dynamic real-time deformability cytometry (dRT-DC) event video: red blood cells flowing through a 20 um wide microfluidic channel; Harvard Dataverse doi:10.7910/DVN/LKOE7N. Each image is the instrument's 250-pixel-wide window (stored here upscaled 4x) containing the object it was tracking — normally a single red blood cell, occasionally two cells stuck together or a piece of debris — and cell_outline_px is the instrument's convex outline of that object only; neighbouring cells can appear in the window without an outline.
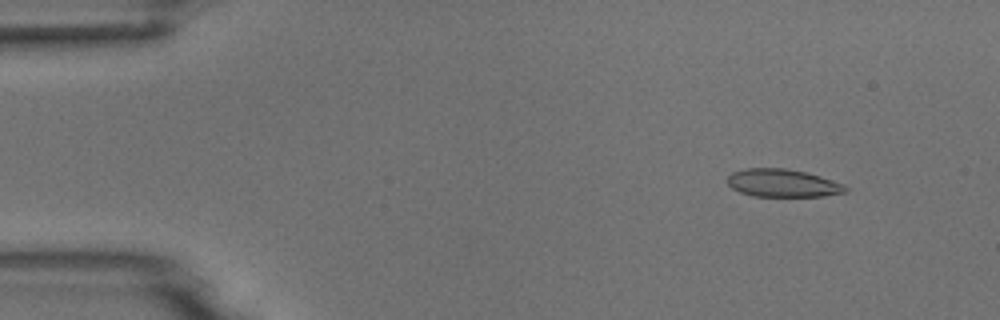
{"species": "common noctule bat (a hibernating species)", "species_latin": "Nyctalus noctula", "temperature_condition": "room temperature", "stored_images_in_passage": 8, "camera_frame_rate_fps": 3000, "um_per_image_px": 0.085, "animal": {"sex": "male", "body_mass_g": 18.8}, "frame": {"image": 1, "passage_image": 2, "time_ms": 1.0, "image_size_px": [1000, 320], "cell_outline_px": [[848, 192], [824, 196], [752, 196], [740, 192], [732, 188], [728, 184], [728, 176], [732, 172], [748, 168], [784, 168], [804, 172], [820, 176], [844, 184], [848, 188]], "centroid_in_image_um": [66.54, 15.57], "position_along_channel_um": 18.5, "area_um2": 19.13}}
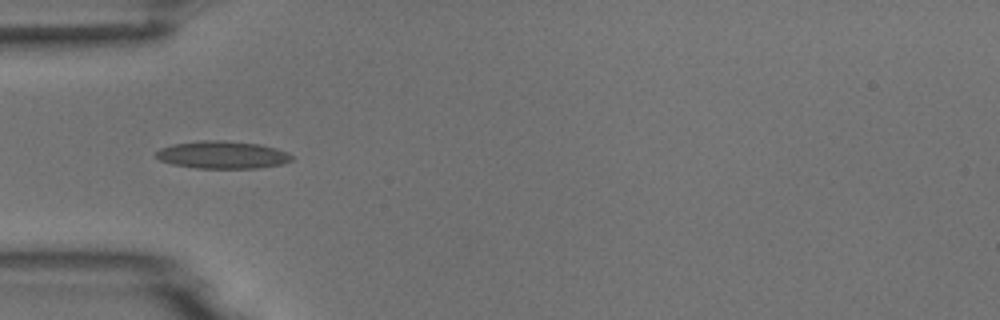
{"frame": {"image": 2, "passage_image": 5, "time_ms": 4.667, "image_size_px": [1000, 320], "cell_outline_px": [[292, 160], [284, 164], [256, 168], [196, 168], [172, 164], [160, 160], [156, 156], [156, 152], [160, 148], [172, 144], [200, 140], [224, 140], [260, 144], [276, 148], [288, 152], [292, 156]], "centroid_in_image_um": [18.92, 13.15], "position_along_channel_um": 66.1, "area_um2": 21.91}}